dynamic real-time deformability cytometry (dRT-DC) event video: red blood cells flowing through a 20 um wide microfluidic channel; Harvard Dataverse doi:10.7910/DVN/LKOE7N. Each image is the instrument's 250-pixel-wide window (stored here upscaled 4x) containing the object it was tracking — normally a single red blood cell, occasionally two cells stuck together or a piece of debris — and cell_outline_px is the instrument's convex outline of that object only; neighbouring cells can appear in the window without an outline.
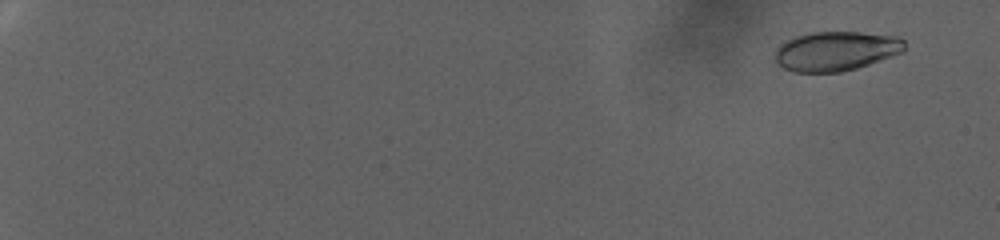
{"species": "human", "species_latin": "Homo sapiens", "temperature_condition": "warm", "stored_images_in_passage": 88, "camera_frame_rate_fps": 3000, "um_per_image_px": 0.085, "donor": {"sex": "female"}, "frame": {"image": 1, "passage_image": 7, "time_ms": 2.0, "image_size_px": [1000, 240], "cell_outline_px": [[904, 52], [856, 68], [840, 72], [792, 72], [784, 68], [776, 60], [776, 48], [780, 44], [796, 36], [812, 32], [860, 32], [900, 36], [904, 40]], "centroid_in_image_um": [71.08, 4.33], "position_along_channel_um": 13.9, "area_um2": 29.71}}
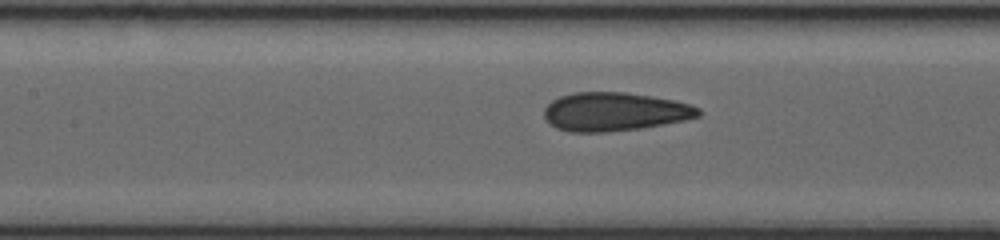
{"frame": {"image": 2, "passage_image": 49, "time_ms": 16.0, "image_size_px": [1000, 240], "cell_outline_px": [[700, 116], [684, 120], [644, 128], [604, 132], [568, 132], [556, 128], [548, 124], [544, 116], [544, 108], [552, 100], [560, 96], [576, 92], [628, 92], [652, 96], [692, 104], [700, 108]], "centroid_in_image_um": [52.23, 9.5], "position_along_channel_um": 155.2, "area_um2": 34.97}}
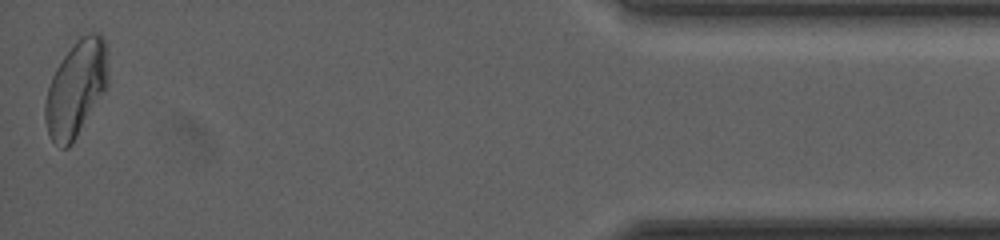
{"frame": {"image": 3, "passage_image": 87, "time_ms": 28.667, "image_size_px": [1000, 240], "cell_outline_px": [[108, 84], [104, 92], [72, 144], [68, 148], [60, 148], [52, 140], [48, 132], [44, 120], [44, 104], [48, 88], [52, 76], [56, 68], [72, 44], [76, 40], [92, 32], [96, 32], [104, 36], [108, 52]], "centroid_in_image_um": [6.48, 7.52], "position_along_channel_um": 428.7, "area_um2": 35.26}, "authors_computed_cell_mechanics": {"area_um2": 33.0905, "velocity_mm_per_s": 2.6362, "shape_relaxation_time_tau1_ms": 10.9289, "shape_relaxation_time_tau2_ms": 1.0889, "deformation_change_tau1": 0.1944, "deformation_change_tau2": 0.0546}}